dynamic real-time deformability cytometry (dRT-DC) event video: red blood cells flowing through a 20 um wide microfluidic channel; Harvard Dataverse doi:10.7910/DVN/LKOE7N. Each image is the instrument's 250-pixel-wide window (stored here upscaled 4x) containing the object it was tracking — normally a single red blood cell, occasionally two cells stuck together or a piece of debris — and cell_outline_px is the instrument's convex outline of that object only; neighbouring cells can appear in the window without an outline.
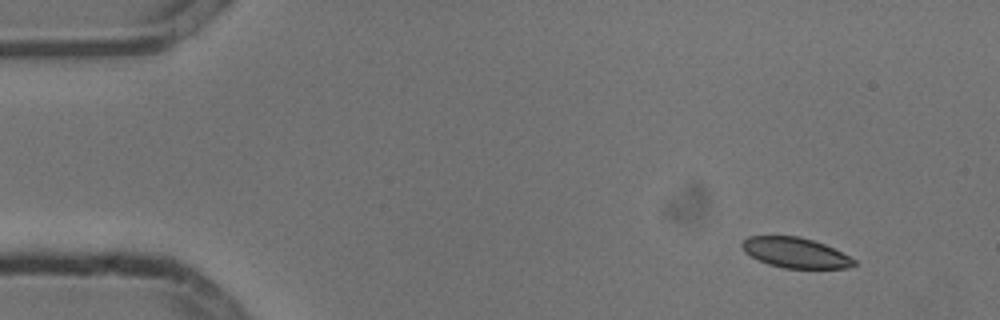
{"species": "common noctule bat (a hibernating species)", "species_latin": "Nyctalus noctula", "temperature_condition": "cold", "stored_images_in_passage": 4, "camera_frame_rate_fps": 3000, "um_per_image_px": 0.085, "animal": {"sex": "male", "body_mass_g": 13.3}, "frame": {"image": 1, "passage_image": 1, "time_ms": 0.0, "image_size_px": [1000, 320], "cell_outline_px": [[856, 264], [848, 268], [784, 268], [768, 264], [744, 252], [740, 244], [748, 236], [800, 236], [824, 244], [856, 260]], "centroid_in_image_um": [67.59, 21.48], "position_along_channel_um": 17.4, "area_um2": 19.54}}
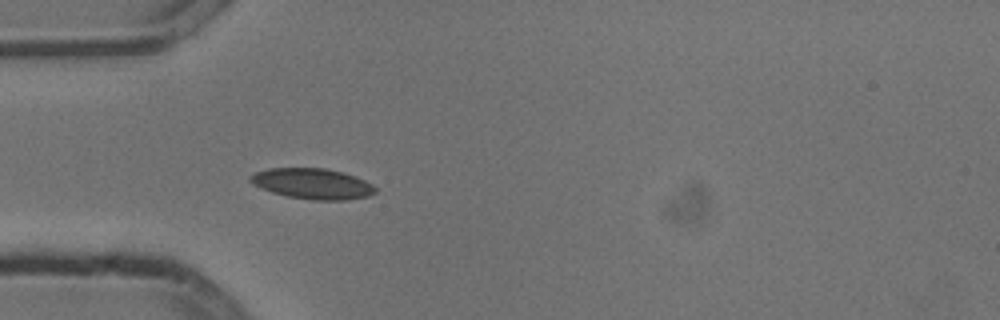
{"frame": {"image": 2, "passage_image": 4, "time_ms": 1.0, "image_size_px": [1000, 320], "cell_outline_px": [[376, 192], [368, 196], [348, 200], [312, 200], [288, 196], [272, 192], [252, 184], [248, 180], [248, 176], [256, 172], [268, 168], [324, 168], [344, 172], [364, 180], [372, 184], [376, 188]], "centroid_in_image_um": [26.55, 15.61], "position_along_channel_um": 58.4, "area_um2": 22.37}}